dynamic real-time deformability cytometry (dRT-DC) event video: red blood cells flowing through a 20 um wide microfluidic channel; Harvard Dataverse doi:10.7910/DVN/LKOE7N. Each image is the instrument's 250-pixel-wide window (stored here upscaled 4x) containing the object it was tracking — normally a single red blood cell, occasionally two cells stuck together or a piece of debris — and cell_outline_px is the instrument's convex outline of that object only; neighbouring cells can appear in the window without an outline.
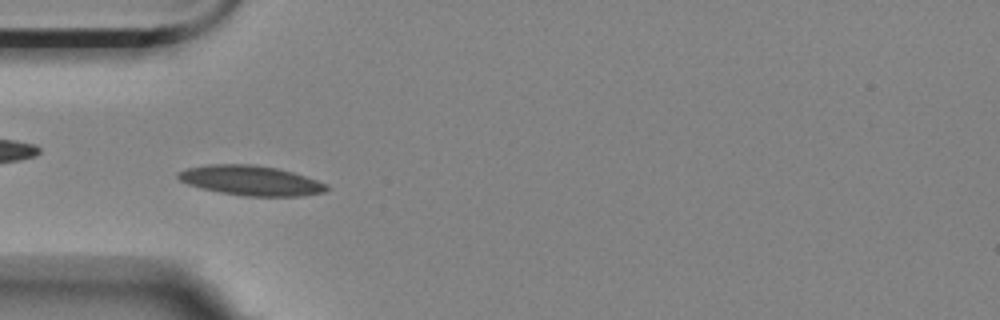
{"species": "Egyptian fruit bat (a non-hibernating species)", "species_latin": "Rousettus aegyptiacus", "temperature_condition": "room temperature", "stored_images_in_passage": 57, "camera_frame_rate_fps": 3000, "um_per_image_px": 0.085, "animal": {"sex": "female"}, "frame": {"image": 1, "passage_image": 16, "time_ms": 5.0, "image_size_px": [1000, 320], "cell_outline_px": [[328, 188], [324, 192], [300, 196], [244, 196], [220, 192], [200, 188], [188, 184], [180, 180], [176, 176], [176, 172], [184, 168], [208, 164], [256, 164], [276, 168], [292, 172], [328, 184]], "centroid_in_image_um": [21.26, 15.33], "position_along_channel_um": 63.7, "area_um2": 25.89}}
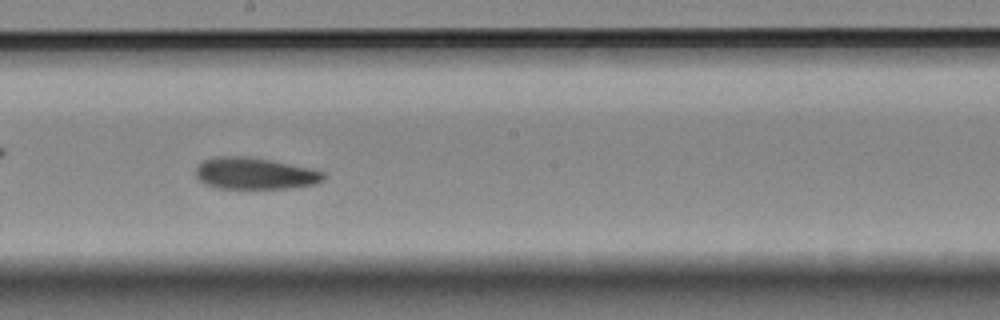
{"frame": {"image": 2, "passage_image": 30, "time_ms": 9.667, "image_size_px": [1000, 320], "cell_outline_px": [[328, 176], [324, 180], [316, 184], [292, 188], [216, 188], [204, 184], [196, 176], [196, 168], [204, 160], [216, 156], [244, 156], [268, 160], [312, 168], [324, 172]], "centroid_in_image_um": [21.7, 14.75], "position_along_channel_um": 226.5, "area_um2": 23.64}}
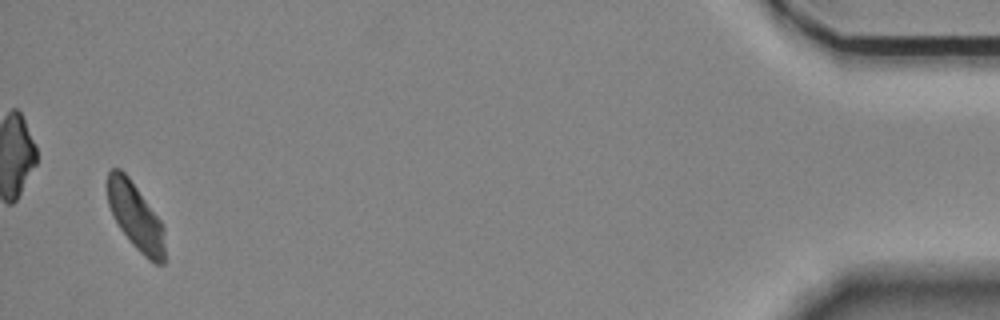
{"frame": {"image": 3, "passage_image": 54, "time_ms": 17.667, "image_size_px": [1000, 320], "cell_outline_px": [[164, 264], [156, 264], [148, 260], [132, 244], [120, 228], [108, 204], [108, 172], [112, 168], [120, 168], [128, 176], [160, 220], [164, 228]], "centroid_in_image_um": [11.54, 18.41], "position_along_channel_um": 423.7, "area_um2": 21.91}}